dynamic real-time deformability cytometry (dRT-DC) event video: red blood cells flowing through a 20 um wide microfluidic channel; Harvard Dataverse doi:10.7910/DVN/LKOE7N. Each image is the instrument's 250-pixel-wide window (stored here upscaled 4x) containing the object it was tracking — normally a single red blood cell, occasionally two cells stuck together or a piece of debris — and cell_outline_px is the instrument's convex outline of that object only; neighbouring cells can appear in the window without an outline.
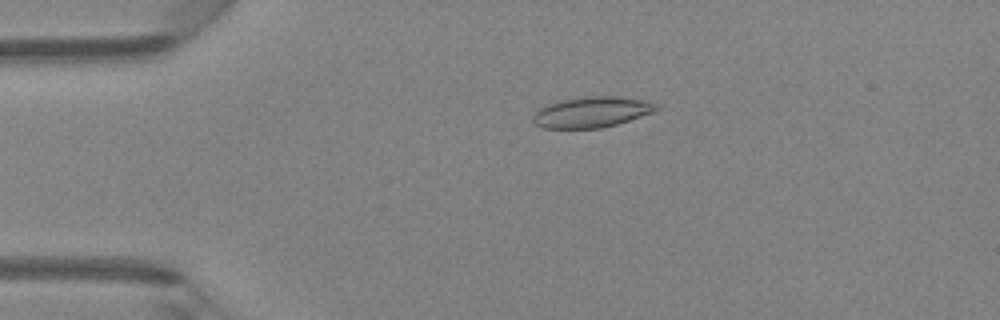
{"species": "Egyptian fruit bat (a non-hibernating species)", "species_latin": "Rousettus aegyptiacus", "temperature_condition": "room temperature", "stored_images_in_passage": 47, "camera_frame_rate_fps": 3000, "um_per_image_px": 0.085, "animal": {"sex": "female"}, "frame": {"image": 1, "passage_image": 10, "time_ms": 3.0, "image_size_px": [1000, 320], "cell_outline_px": [[660, 108], [652, 112], [616, 124], [600, 128], [544, 128], [536, 124], [532, 120], [532, 116], [540, 108], [548, 104], [560, 100], [580, 96], [624, 96], [644, 100], [656, 104]], "centroid_in_image_um": [50.28, 9.51], "position_along_channel_um": 34.7, "area_um2": 22.02}}
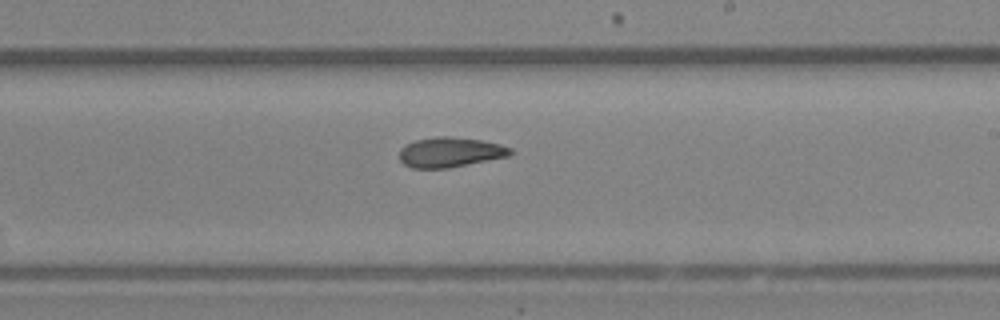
{"frame": {"image": 2, "passage_image": 28, "time_ms": 9.0, "image_size_px": [1000, 320], "cell_outline_px": [[512, 152], [508, 156], [448, 168], [412, 168], [404, 164], [400, 160], [400, 148], [404, 144], [416, 140], [436, 136], [448, 136], [480, 140], [500, 144], [512, 148]], "centroid_in_image_um": [38.23, 12.93], "position_along_channel_um": 250.8, "area_um2": 19.31}}
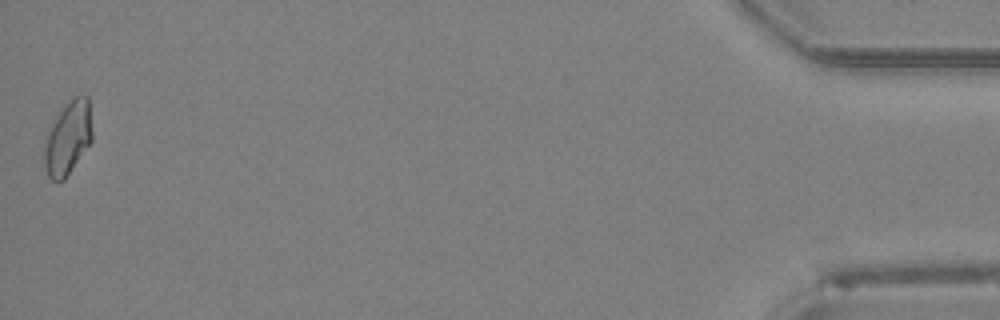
{"frame": {"image": 3, "passage_image": 47, "time_ms": 15.333, "image_size_px": [1000, 320], "cell_outline_px": [[92, 140], [64, 180], [52, 180], [48, 176], [44, 164], [44, 140], [60, 108], [72, 96], [88, 96], [92, 132]], "centroid_in_image_um": [5.76, 11.7], "position_along_channel_um": 429.4, "area_um2": 20.46}, "authors_computed_cell_mechanics": {"area_um2": 19.8254, "velocity_mm_per_s": 4.3037, "shape_relaxation_time_tau1_ms": null, "shape_relaxation_time_tau2_ms": 3.1712, "deformation_change_tau1": null, "deformation_change_tau2": 0.0845}}